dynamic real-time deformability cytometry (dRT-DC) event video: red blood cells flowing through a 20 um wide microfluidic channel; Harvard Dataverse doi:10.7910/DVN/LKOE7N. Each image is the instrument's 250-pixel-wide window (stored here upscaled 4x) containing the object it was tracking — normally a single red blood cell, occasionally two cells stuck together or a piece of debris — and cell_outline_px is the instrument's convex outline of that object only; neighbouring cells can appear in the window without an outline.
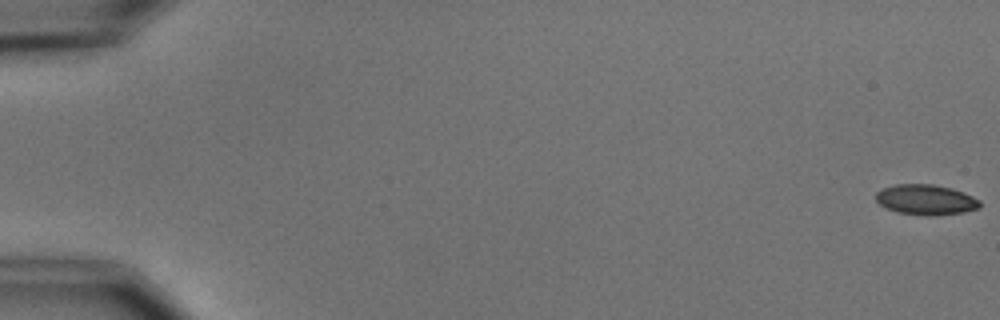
{"species": "common noctule bat (a hibernating species)", "species_latin": "Nyctalus noctula", "temperature_condition": "cold", "stored_images_in_passage": 7, "camera_frame_rate_fps": 3000, "um_per_image_px": 0.085, "animal": {"sex": "male", "body_mass_g": 15.6}, "frame": {"image": 1, "passage_image": 1, "time_ms": 0.0, "image_size_px": [1000, 320], "cell_outline_px": [[980, 208], [964, 212], [936, 216], [924, 216], [896, 212], [880, 204], [876, 200], [876, 192], [884, 188], [896, 184], [932, 184], [952, 188], [964, 192], [980, 200]], "centroid_in_image_um": [78.72, 16.98], "position_along_channel_um": 6.3, "area_um2": 18.5}}
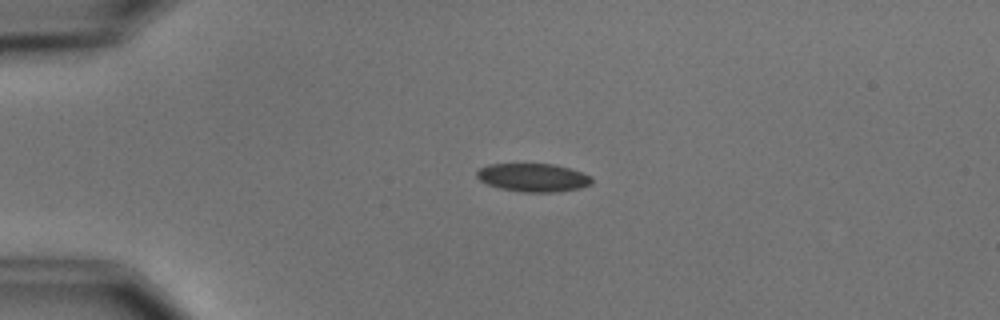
{"frame": {"image": 2, "passage_image": 5, "time_ms": 4.333, "image_size_px": [1000, 320], "cell_outline_px": [[592, 184], [580, 188], [552, 192], [524, 192], [500, 188], [488, 184], [480, 180], [476, 176], [476, 172], [480, 168], [488, 164], [556, 164], [592, 176]], "centroid_in_image_um": [45.32, 15.09], "position_along_channel_um": 39.7, "area_um2": 18.84}}